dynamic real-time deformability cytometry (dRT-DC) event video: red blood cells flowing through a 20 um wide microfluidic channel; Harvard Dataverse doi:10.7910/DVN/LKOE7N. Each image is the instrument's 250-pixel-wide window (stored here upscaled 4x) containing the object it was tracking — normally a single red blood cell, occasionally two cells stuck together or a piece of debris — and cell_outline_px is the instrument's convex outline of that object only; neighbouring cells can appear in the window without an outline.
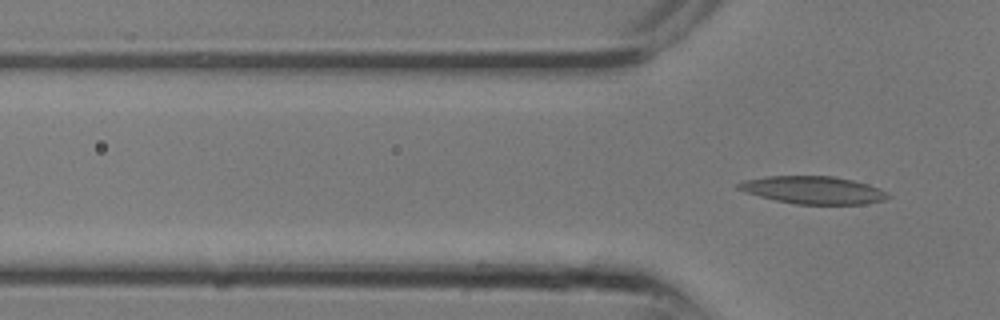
{"species": "common noctule bat (a hibernating species)", "species_latin": "Nyctalus noctula", "temperature_condition": "room temperature", "stored_images_in_passage": 6, "camera_frame_rate_fps": 3000, "um_per_image_px": 0.085, "animal": {"sex": "male", "body_mass_g": 13.3}, "frame": {"image": 1, "passage_image": 6, "time_ms": 1.667, "image_size_px": [1000, 320], "cell_outline_px": [[892, 196], [884, 200], [868, 204], [796, 204], [776, 200], [760, 196], [736, 188], [736, 184], [744, 180], [764, 176], [832, 176], [852, 180], [868, 184], [880, 188], [888, 192]], "centroid_in_image_um": [69.17, 16.15], "position_along_channel_um": 56.6, "area_um2": 24.1}}